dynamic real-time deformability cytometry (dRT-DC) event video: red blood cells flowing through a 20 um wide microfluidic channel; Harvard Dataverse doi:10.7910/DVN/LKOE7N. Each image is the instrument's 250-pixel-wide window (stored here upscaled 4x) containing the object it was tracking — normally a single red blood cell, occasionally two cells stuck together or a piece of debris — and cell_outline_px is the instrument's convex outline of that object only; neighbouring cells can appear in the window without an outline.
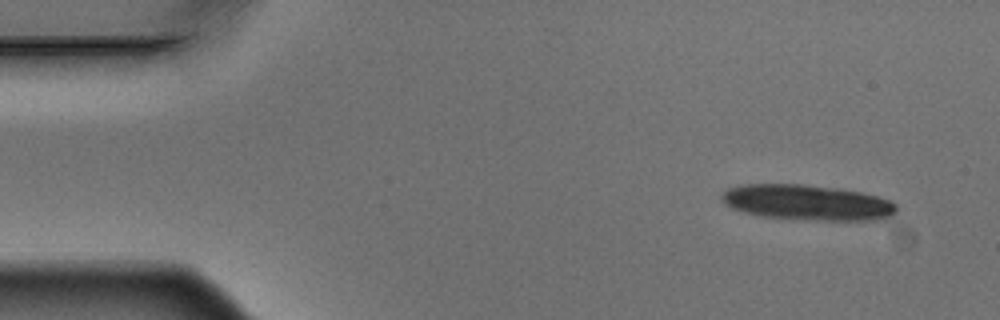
{"species": "Egyptian fruit bat (a non-hibernating species)", "species_latin": "Rousettus aegyptiacus", "temperature_condition": "warm", "stored_images_in_passage": 10, "camera_frame_rate_fps": 3000, "um_per_image_px": 0.085, "animal": {"sex": "male"}, "frame": {"image": 1, "passage_image": 1, "time_ms": 0.0, "image_size_px": [1000, 320], "cell_outline_px": [[896, 212], [888, 220], [816, 220], [760, 216], [744, 212], [732, 208], [724, 204], [720, 200], [720, 196], [728, 188], [740, 184], [804, 184], [836, 188], [860, 192], [876, 196], [888, 200], [896, 204]], "centroid_in_image_um": [68.6, 17.21], "position_along_channel_um": 16.4, "area_um2": 36.3}}
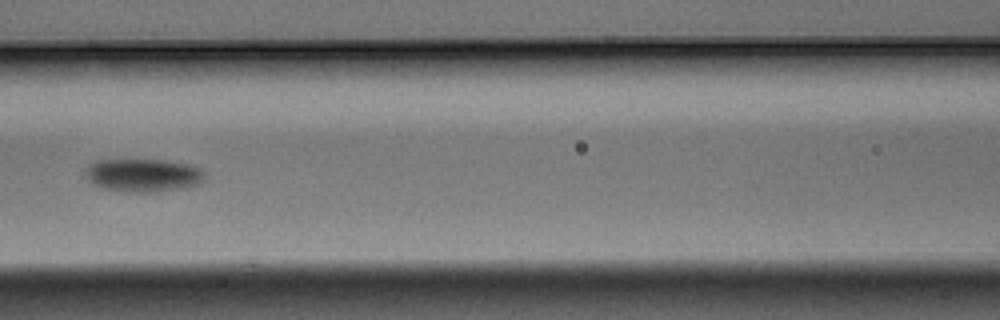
{"frame": {"image": 2, "passage_image": 6, "time_ms": 1.667, "image_size_px": [1000, 320], "cell_outline_px": [[204, 180], [200, 184], [188, 188], [160, 192], [132, 192], [104, 188], [92, 184], [88, 180], [84, 172], [88, 164], [96, 160], [164, 160], [188, 164], [200, 168], [204, 172]], "centroid_in_image_um": [12.19, 14.9], "position_along_channel_um": 154.4, "area_um2": 23.35}}
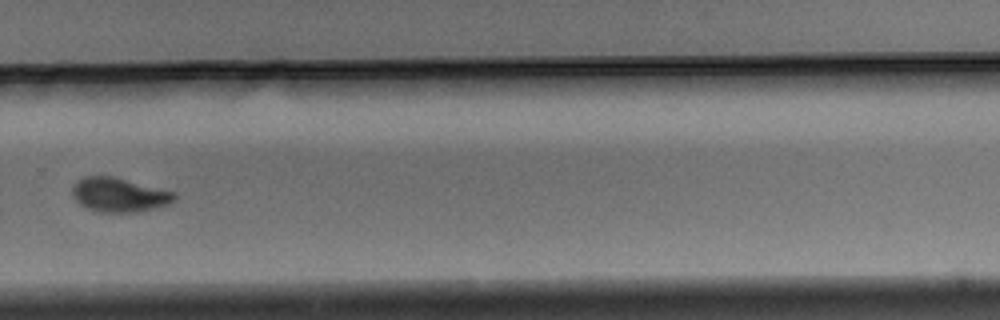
{"frame": {"image": 3, "passage_image": 10, "time_ms": 3.0, "image_size_px": [1000, 320], "cell_outline_px": [[176, 200], [168, 204], [136, 212], [100, 212], [84, 208], [72, 196], [72, 184], [76, 180], [84, 176], [112, 176], [176, 192]], "centroid_in_image_um": [10.09, 16.55], "position_along_channel_um": 319.7, "area_um2": 20.46}}